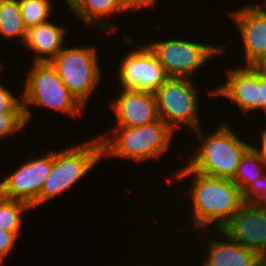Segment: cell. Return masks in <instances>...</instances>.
I'll list each match as a JSON object with an SVG mask.
<instances>
[{
	"label": "cell",
	"instance_id": "484cf974",
	"mask_svg": "<svg viewBox=\"0 0 266 266\" xmlns=\"http://www.w3.org/2000/svg\"><path fill=\"white\" fill-rule=\"evenodd\" d=\"M122 4L125 6V8L130 11H136L139 8H152L155 7L157 0H121ZM136 9V10H135Z\"/></svg>",
	"mask_w": 266,
	"mask_h": 266
},
{
	"label": "cell",
	"instance_id": "ffe728a7",
	"mask_svg": "<svg viewBox=\"0 0 266 266\" xmlns=\"http://www.w3.org/2000/svg\"><path fill=\"white\" fill-rule=\"evenodd\" d=\"M30 209L32 207L26 202L0 196V229L20 237L23 214Z\"/></svg>",
	"mask_w": 266,
	"mask_h": 266
},
{
	"label": "cell",
	"instance_id": "7402d4cb",
	"mask_svg": "<svg viewBox=\"0 0 266 266\" xmlns=\"http://www.w3.org/2000/svg\"><path fill=\"white\" fill-rule=\"evenodd\" d=\"M25 112L0 113V139H6L11 135L21 132L27 125Z\"/></svg>",
	"mask_w": 266,
	"mask_h": 266
},
{
	"label": "cell",
	"instance_id": "e0dca14e",
	"mask_svg": "<svg viewBox=\"0 0 266 266\" xmlns=\"http://www.w3.org/2000/svg\"><path fill=\"white\" fill-rule=\"evenodd\" d=\"M67 5L82 23L91 28H100L105 33H115L120 28L109 22V15L122 14L127 9L121 0H70ZM108 16V18H107ZM106 17V18H105ZM107 20V21H106Z\"/></svg>",
	"mask_w": 266,
	"mask_h": 266
},
{
	"label": "cell",
	"instance_id": "83f0119b",
	"mask_svg": "<svg viewBox=\"0 0 266 266\" xmlns=\"http://www.w3.org/2000/svg\"><path fill=\"white\" fill-rule=\"evenodd\" d=\"M259 136H260V139L259 141L261 142H258L259 143V147L257 145H251V147L264 159V161L266 162V126L265 128L263 129L262 128V131L259 132Z\"/></svg>",
	"mask_w": 266,
	"mask_h": 266
},
{
	"label": "cell",
	"instance_id": "3957f363",
	"mask_svg": "<svg viewBox=\"0 0 266 266\" xmlns=\"http://www.w3.org/2000/svg\"><path fill=\"white\" fill-rule=\"evenodd\" d=\"M219 126L206 135L202 134L201 128L193 131L201 142L200 146L195 147V153L188 157L187 165L196 172L232 180L251 144L237 137L225 123Z\"/></svg>",
	"mask_w": 266,
	"mask_h": 266
},
{
	"label": "cell",
	"instance_id": "44dd1931",
	"mask_svg": "<svg viewBox=\"0 0 266 266\" xmlns=\"http://www.w3.org/2000/svg\"><path fill=\"white\" fill-rule=\"evenodd\" d=\"M26 29L45 23L52 17V0H18Z\"/></svg>",
	"mask_w": 266,
	"mask_h": 266
},
{
	"label": "cell",
	"instance_id": "4316f807",
	"mask_svg": "<svg viewBox=\"0 0 266 266\" xmlns=\"http://www.w3.org/2000/svg\"><path fill=\"white\" fill-rule=\"evenodd\" d=\"M259 104L260 110L266 114V76L259 73Z\"/></svg>",
	"mask_w": 266,
	"mask_h": 266
},
{
	"label": "cell",
	"instance_id": "ba28073f",
	"mask_svg": "<svg viewBox=\"0 0 266 266\" xmlns=\"http://www.w3.org/2000/svg\"><path fill=\"white\" fill-rule=\"evenodd\" d=\"M147 46L163 65L168 77L194 79L201 66L213 57L223 55L226 44L209 45L184 39L152 41Z\"/></svg>",
	"mask_w": 266,
	"mask_h": 266
},
{
	"label": "cell",
	"instance_id": "f546056e",
	"mask_svg": "<svg viewBox=\"0 0 266 266\" xmlns=\"http://www.w3.org/2000/svg\"><path fill=\"white\" fill-rule=\"evenodd\" d=\"M256 266H266V260H264V258H261Z\"/></svg>",
	"mask_w": 266,
	"mask_h": 266
},
{
	"label": "cell",
	"instance_id": "2e32d148",
	"mask_svg": "<svg viewBox=\"0 0 266 266\" xmlns=\"http://www.w3.org/2000/svg\"><path fill=\"white\" fill-rule=\"evenodd\" d=\"M219 240H207V255L202 266H256L262 258L256 252L229 238L222 230H216ZM221 240V241H220Z\"/></svg>",
	"mask_w": 266,
	"mask_h": 266
},
{
	"label": "cell",
	"instance_id": "52a82bcc",
	"mask_svg": "<svg viewBox=\"0 0 266 266\" xmlns=\"http://www.w3.org/2000/svg\"><path fill=\"white\" fill-rule=\"evenodd\" d=\"M195 84L194 79L169 77L155 92L158 116L174 131L182 125L191 131L201 127Z\"/></svg>",
	"mask_w": 266,
	"mask_h": 266
},
{
	"label": "cell",
	"instance_id": "8fae6325",
	"mask_svg": "<svg viewBox=\"0 0 266 266\" xmlns=\"http://www.w3.org/2000/svg\"><path fill=\"white\" fill-rule=\"evenodd\" d=\"M220 230L261 257L266 254L265 207L244 203Z\"/></svg>",
	"mask_w": 266,
	"mask_h": 266
},
{
	"label": "cell",
	"instance_id": "6da1fadb",
	"mask_svg": "<svg viewBox=\"0 0 266 266\" xmlns=\"http://www.w3.org/2000/svg\"><path fill=\"white\" fill-rule=\"evenodd\" d=\"M182 165L173 175L177 181L191 179L189 200L192 203V223L195 230L206 233L212 224L214 228L221 227L232 217V215L245 203L243 193L231 180L208 176L192 170L187 163ZM206 228V229H205ZM206 230V231H205Z\"/></svg>",
	"mask_w": 266,
	"mask_h": 266
},
{
	"label": "cell",
	"instance_id": "9c48e42d",
	"mask_svg": "<svg viewBox=\"0 0 266 266\" xmlns=\"http://www.w3.org/2000/svg\"><path fill=\"white\" fill-rule=\"evenodd\" d=\"M47 154V155H46ZM45 156L28 159L0 181V196L40 206V191L52 170L53 151Z\"/></svg>",
	"mask_w": 266,
	"mask_h": 266
},
{
	"label": "cell",
	"instance_id": "d6986e66",
	"mask_svg": "<svg viewBox=\"0 0 266 266\" xmlns=\"http://www.w3.org/2000/svg\"><path fill=\"white\" fill-rule=\"evenodd\" d=\"M265 169L266 162L264 159L250 147L241 158L232 181L244 193L252 185L254 180L261 177Z\"/></svg>",
	"mask_w": 266,
	"mask_h": 266
},
{
	"label": "cell",
	"instance_id": "4dcf8cb0",
	"mask_svg": "<svg viewBox=\"0 0 266 266\" xmlns=\"http://www.w3.org/2000/svg\"><path fill=\"white\" fill-rule=\"evenodd\" d=\"M3 64L1 63V60H0V73H1V69H3Z\"/></svg>",
	"mask_w": 266,
	"mask_h": 266
},
{
	"label": "cell",
	"instance_id": "9a60e30c",
	"mask_svg": "<svg viewBox=\"0 0 266 266\" xmlns=\"http://www.w3.org/2000/svg\"><path fill=\"white\" fill-rule=\"evenodd\" d=\"M51 22L49 20L26 31L23 47L35 53L33 62H51L65 46L68 28Z\"/></svg>",
	"mask_w": 266,
	"mask_h": 266
},
{
	"label": "cell",
	"instance_id": "4fadbf2b",
	"mask_svg": "<svg viewBox=\"0 0 266 266\" xmlns=\"http://www.w3.org/2000/svg\"><path fill=\"white\" fill-rule=\"evenodd\" d=\"M226 75V82L217 88L215 86L208 91L209 94L234 102L243 113L259 110V72L253 66L238 65L228 68Z\"/></svg>",
	"mask_w": 266,
	"mask_h": 266
},
{
	"label": "cell",
	"instance_id": "5bb4252c",
	"mask_svg": "<svg viewBox=\"0 0 266 266\" xmlns=\"http://www.w3.org/2000/svg\"><path fill=\"white\" fill-rule=\"evenodd\" d=\"M120 91L117 98L111 102L117 127L141 126L159 119L155 93L136 89Z\"/></svg>",
	"mask_w": 266,
	"mask_h": 266
},
{
	"label": "cell",
	"instance_id": "8992f818",
	"mask_svg": "<svg viewBox=\"0 0 266 266\" xmlns=\"http://www.w3.org/2000/svg\"><path fill=\"white\" fill-rule=\"evenodd\" d=\"M97 52L93 46L64 47L51 61L64 85L84 107L102 77Z\"/></svg>",
	"mask_w": 266,
	"mask_h": 266
},
{
	"label": "cell",
	"instance_id": "7c38bea8",
	"mask_svg": "<svg viewBox=\"0 0 266 266\" xmlns=\"http://www.w3.org/2000/svg\"><path fill=\"white\" fill-rule=\"evenodd\" d=\"M264 7V8H263ZM240 33L243 50L244 66H253L266 54V9L263 4L244 5L229 13ZM240 31V32H239Z\"/></svg>",
	"mask_w": 266,
	"mask_h": 266
},
{
	"label": "cell",
	"instance_id": "603a6c76",
	"mask_svg": "<svg viewBox=\"0 0 266 266\" xmlns=\"http://www.w3.org/2000/svg\"><path fill=\"white\" fill-rule=\"evenodd\" d=\"M245 203L256 207L266 208V169L261 177L253 181L252 185L243 193Z\"/></svg>",
	"mask_w": 266,
	"mask_h": 266
},
{
	"label": "cell",
	"instance_id": "5b68a950",
	"mask_svg": "<svg viewBox=\"0 0 266 266\" xmlns=\"http://www.w3.org/2000/svg\"><path fill=\"white\" fill-rule=\"evenodd\" d=\"M102 158V143L98 136L64 150L53 151L52 170L40 191V206L70 190Z\"/></svg>",
	"mask_w": 266,
	"mask_h": 266
},
{
	"label": "cell",
	"instance_id": "30bf717a",
	"mask_svg": "<svg viewBox=\"0 0 266 266\" xmlns=\"http://www.w3.org/2000/svg\"><path fill=\"white\" fill-rule=\"evenodd\" d=\"M119 65L118 80L122 89L155 93L169 78L163 65L144 43L128 52Z\"/></svg>",
	"mask_w": 266,
	"mask_h": 266
},
{
	"label": "cell",
	"instance_id": "277c9868",
	"mask_svg": "<svg viewBox=\"0 0 266 266\" xmlns=\"http://www.w3.org/2000/svg\"><path fill=\"white\" fill-rule=\"evenodd\" d=\"M25 82L21 97L28 124L33 114L31 105L60 111L70 117L84 111V106L64 85L51 62H33Z\"/></svg>",
	"mask_w": 266,
	"mask_h": 266
},
{
	"label": "cell",
	"instance_id": "ac0fdd59",
	"mask_svg": "<svg viewBox=\"0 0 266 266\" xmlns=\"http://www.w3.org/2000/svg\"><path fill=\"white\" fill-rule=\"evenodd\" d=\"M26 31L18 0H0V35L7 40L18 38L22 46Z\"/></svg>",
	"mask_w": 266,
	"mask_h": 266
},
{
	"label": "cell",
	"instance_id": "cb8c5ba5",
	"mask_svg": "<svg viewBox=\"0 0 266 266\" xmlns=\"http://www.w3.org/2000/svg\"><path fill=\"white\" fill-rule=\"evenodd\" d=\"M0 84V113L25 112L22 104V97L13 95L11 90Z\"/></svg>",
	"mask_w": 266,
	"mask_h": 266
},
{
	"label": "cell",
	"instance_id": "d4e9b609",
	"mask_svg": "<svg viewBox=\"0 0 266 266\" xmlns=\"http://www.w3.org/2000/svg\"><path fill=\"white\" fill-rule=\"evenodd\" d=\"M18 238L14 233L0 229V264H3L4 259L12 252Z\"/></svg>",
	"mask_w": 266,
	"mask_h": 266
},
{
	"label": "cell",
	"instance_id": "f1b7e54d",
	"mask_svg": "<svg viewBox=\"0 0 266 266\" xmlns=\"http://www.w3.org/2000/svg\"><path fill=\"white\" fill-rule=\"evenodd\" d=\"M253 67L262 75L266 76V54L260 58Z\"/></svg>",
	"mask_w": 266,
	"mask_h": 266
},
{
	"label": "cell",
	"instance_id": "7a4b0ae2",
	"mask_svg": "<svg viewBox=\"0 0 266 266\" xmlns=\"http://www.w3.org/2000/svg\"><path fill=\"white\" fill-rule=\"evenodd\" d=\"M110 136L97 135L102 143L103 158H124L140 163L158 160L170 150L174 130L162 119L134 127H115Z\"/></svg>",
	"mask_w": 266,
	"mask_h": 266
}]
</instances>
